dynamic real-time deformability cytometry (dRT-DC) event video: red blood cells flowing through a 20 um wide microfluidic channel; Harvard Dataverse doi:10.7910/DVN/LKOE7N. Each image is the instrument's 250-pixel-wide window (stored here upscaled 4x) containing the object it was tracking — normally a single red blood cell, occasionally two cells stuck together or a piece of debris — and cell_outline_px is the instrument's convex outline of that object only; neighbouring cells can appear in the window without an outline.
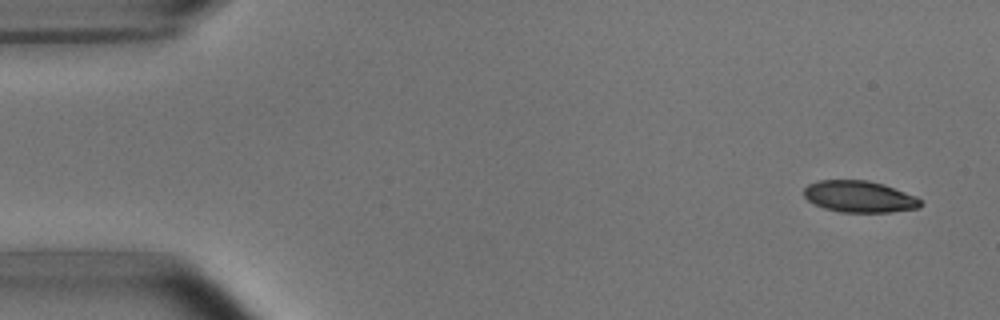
{"species": "common noctule bat (a hibernating species)", "species_latin": "Nyctalus noctula", "temperature_condition": "room temperature", "stored_images_in_passage": 4, "camera_frame_rate_fps": 3000, "um_per_image_px": 0.085, "animal": {"sex": "male", "body_mass_g": 15.6}, "frame": {"image": 1, "passage_image": 1, "time_ms": 0.0, "image_size_px": [1000, 320], "cell_outline_px": [[924, 204], [920, 208], [888, 212], [840, 212], [824, 208], [808, 200], [804, 196], [804, 188], [808, 184], [820, 180], [868, 180], [884, 184], [916, 196]], "centroid_in_image_um": [73.07, 16.71], "position_along_channel_um": 11.9, "area_um2": 21.5}}
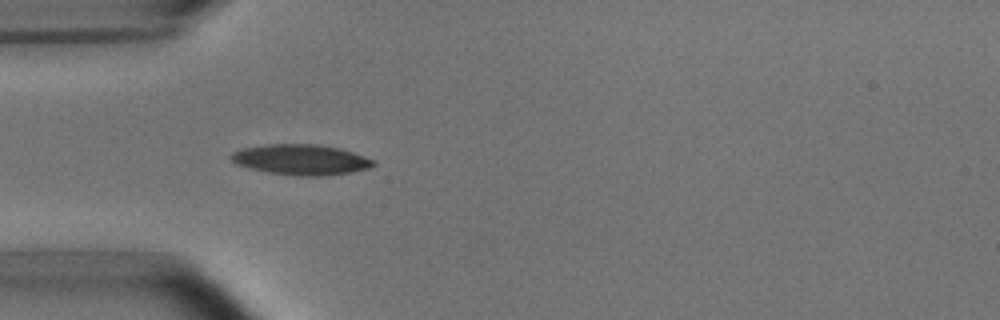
{"frame": {"image": 2, "passage_image": 4, "time_ms": 4.333, "image_size_px": [1000, 320], "cell_outline_px": [[376, 164], [368, 168], [352, 172], [324, 176], [296, 176], [268, 172], [248, 168], [236, 164], [228, 156], [232, 152], [244, 148], [268, 144], [316, 144], [340, 148], [376, 160]], "centroid_in_image_um": [25.59, 13.57], "position_along_channel_um": 59.4, "area_um2": 25.37}}